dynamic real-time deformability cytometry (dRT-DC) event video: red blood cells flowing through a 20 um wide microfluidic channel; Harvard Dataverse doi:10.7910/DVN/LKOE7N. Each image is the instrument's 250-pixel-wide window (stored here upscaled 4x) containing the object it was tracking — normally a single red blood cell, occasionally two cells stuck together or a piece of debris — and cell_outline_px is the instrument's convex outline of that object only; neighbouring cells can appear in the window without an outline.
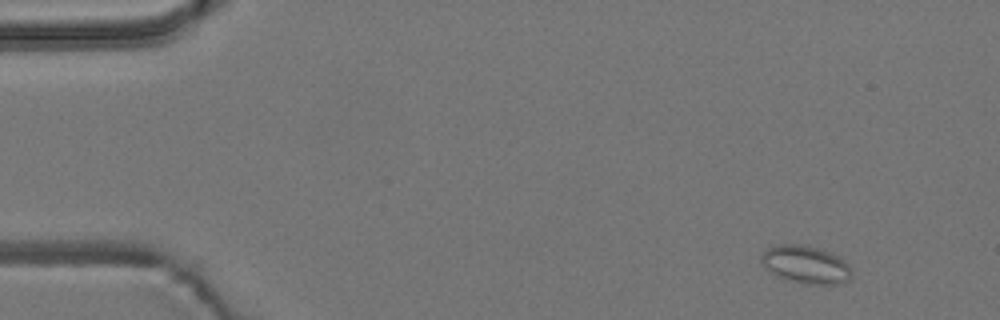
{"species": "common noctule bat (a hibernating species)", "species_latin": "Nyctalus noctula", "temperature_condition": "room temperature", "stored_images_in_passage": 4, "camera_frame_rate_fps": 3000, "um_per_image_px": 0.085, "animal": {"sex": "male", "body_mass_g": 19.2, "forearm_length_mm": 51.8}, "frame": {"image": 1, "passage_image": 1, "time_ms": 0.0, "image_size_px": [1000, 320], "cell_outline_px": [[852, 272], [848, 280], [836, 284], [804, 284], [788, 280], [776, 276], [764, 268], [760, 264], [760, 256], [768, 248], [780, 244], [804, 244], [840, 256], [852, 268]], "centroid_in_image_um": [68.46, 22.49], "position_along_channel_um": 16.5, "area_um2": 20.11}}
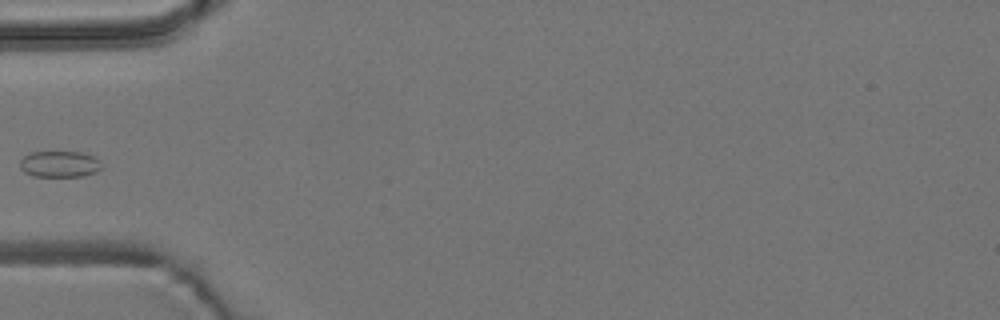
{"frame": {"image": 2, "passage_image": 4, "time_ms": 1.0, "image_size_px": [1000, 320], "cell_outline_px": [[100, 168], [96, 172], [84, 176], [32, 176], [24, 172], [20, 168], [20, 160], [24, 156], [32, 152], [80, 152], [92, 156], [100, 160]], "centroid_in_image_um": [5.04, 13.95], "position_along_channel_um": 80.0, "area_um2": 12.43}}